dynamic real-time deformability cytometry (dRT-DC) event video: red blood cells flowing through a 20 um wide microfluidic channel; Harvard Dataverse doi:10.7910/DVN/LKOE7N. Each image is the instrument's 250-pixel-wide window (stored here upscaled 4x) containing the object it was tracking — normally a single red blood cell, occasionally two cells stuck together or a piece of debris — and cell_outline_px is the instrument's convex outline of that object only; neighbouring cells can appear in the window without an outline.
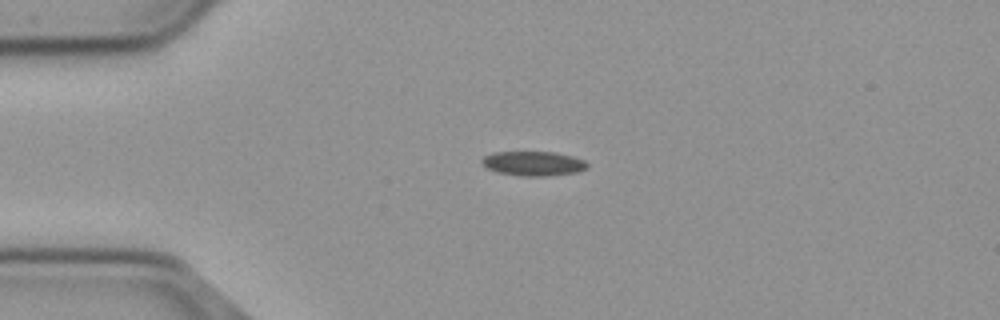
{"species": "common noctule bat (a hibernating species)", "species_latin": "Nyctalus noctula", "temperature_condition": "cold", "stored_images_in_passage": 43, "camera_frame_rate_fps": 3000, "um_per_image_px": 0.085, "animal": {"sex": "male", "body_mass_g": 23.1, "forearm_length_mm": 52.7}, "frame": {"image": 1, "passage_image": 1, "time_ms": 0.0, "image_size_px": [1000, 320], "cell_outline_px": [[588, 168], [576, 172], [548, 176], [524, 176], [496, 172], [488, 168], [480, 160], [484, 156], [492, 152], [556, 152], [572, 156], [584, 160], [588, 164]], "centroid_in_image_um": [45.34, 13.89], "position_along_channel_um": 39.7, "area_um2": 15.03}}
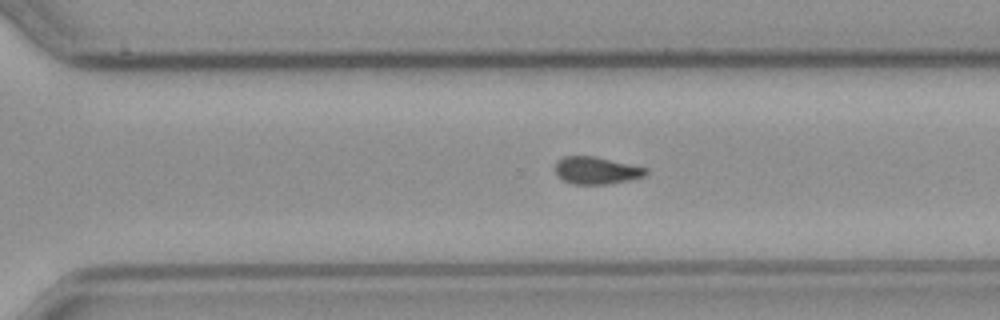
{"frame": {"image": 2, "passage_image": 26, "time_ms": 8.333, "image_size_px": [1000, 320], "cell_outline_px": [[648, 172], [644, 176], [628, 180], [608, 184], [572, 184], [564, 180], [556, 172], [556, 164], [564, 156], [592, 156], [648, 168]], "centroid_in_image_um": [50.72, 14.49], "position_along_channel_um": 319.9, "area_um2": 14.1}}
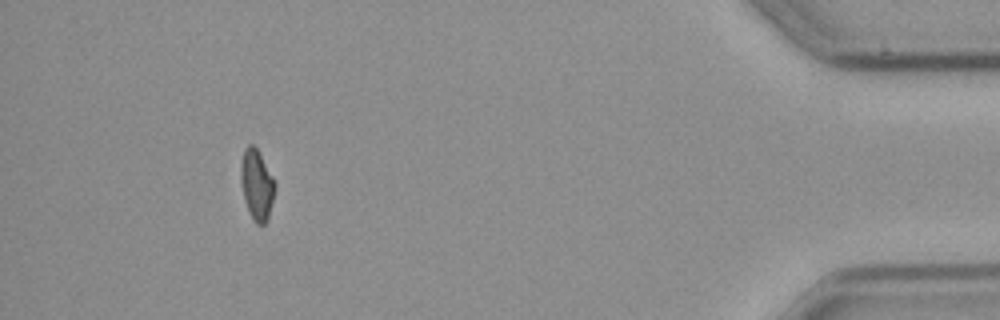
{"frame": {"image": 3, "passage_image": 39, "time_ms": 12.667, "image_size_px": [1000, 320], "cell_outline_px": [[276, 184], [268, 220], [264, 224], [256, 224], [244, 200], [240, 180], [240, 168], [244, 148], [248, 144], [252, 144], [256, 148], [272, 176]], "centroid_in_image_um": [21.81, 15.7], "position_along_channel_um": 413.4, "area_um2": 13.81}}